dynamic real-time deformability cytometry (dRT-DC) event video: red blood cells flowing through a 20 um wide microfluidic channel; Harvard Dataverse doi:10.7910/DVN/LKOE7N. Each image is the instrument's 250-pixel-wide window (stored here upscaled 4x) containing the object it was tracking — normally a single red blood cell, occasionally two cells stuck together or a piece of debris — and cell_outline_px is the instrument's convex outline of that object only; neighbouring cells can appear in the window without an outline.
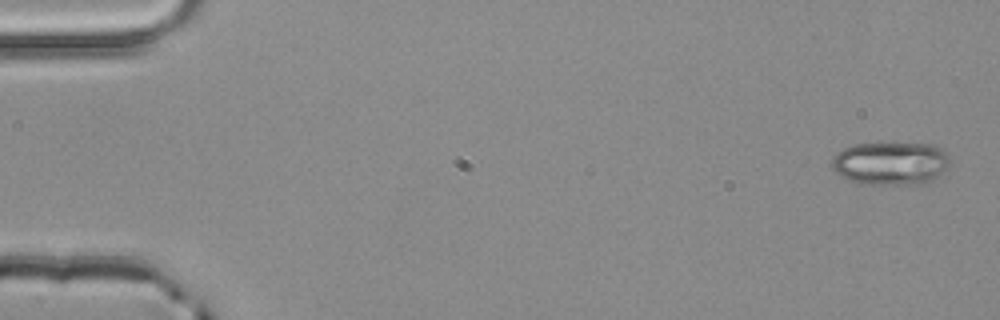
{"species": "common noctule bat (a hibernating species)", "species_latin": "Nyctalus noctula", "temperature_condition": "room temperature", "stored_images_in_passage": 4, "camera_frame_rate_fps": 3000, "um_per_image_px": 0.085, "animal": {"sex": "male", "body_mass_g": 20.4}, "frame": {"image": 1, "passage_image": 1, "time_ms": 0.0, "image_size_px": [1000, 320], "cell_outline_px": [[948, 168], [944, 172], [932, 180], [920, 184], [860, 184], [848, 180], [840, 176], [832, 168], [832, 156], [836, 152], [852, 144], [932, 144], [940, 148], [948, 156]], "centroid_in_image_um": [75.66, 13.89], "position_along_channel_um": 9.3, "area_um2": 29.71}}